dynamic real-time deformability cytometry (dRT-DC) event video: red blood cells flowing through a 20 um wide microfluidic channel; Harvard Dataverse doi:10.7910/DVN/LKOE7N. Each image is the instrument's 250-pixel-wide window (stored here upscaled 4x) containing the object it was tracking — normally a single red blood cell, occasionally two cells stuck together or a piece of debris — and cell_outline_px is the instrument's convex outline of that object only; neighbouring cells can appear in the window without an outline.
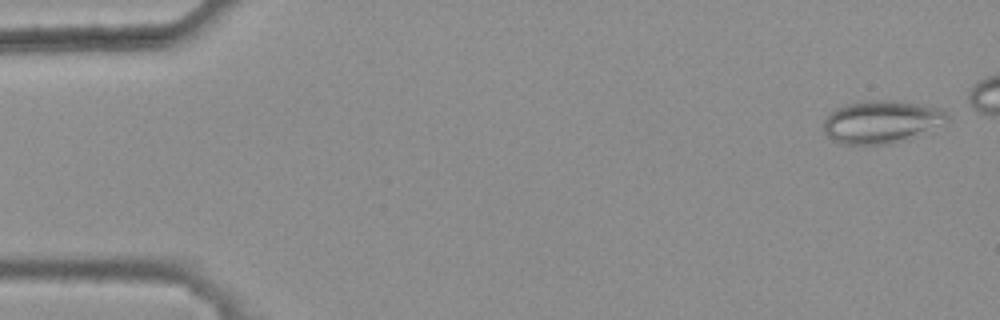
{"species": "common noctule bat (a hibernating species)", "species_latin": "Nyctalus noctula", "temperature_condition": "warm", "stored_images_in_passage": 48, "camera_frame_rate_fps": 3000, "um_per_image_px": 0.085, "animal": {"sex": "female", "body_mass_g": 25.1}, "frame": {"image": 1, "passage_image": 2, "time_ms": 0.333, "image_size_px": [1000, 320], "cell_outline_px": [[948, 120], [908, 140], [892, 144], [840, 144], [832, 140], [824, 132], [824, 120], [836, 108], [848, 104], [864, 100], [892, 100], [944, 108], [948, 112]], "centroid_in_image_um": [74.93, 10.36], "position_along_channel_um": 10.1, "area_um2": 30.81}}
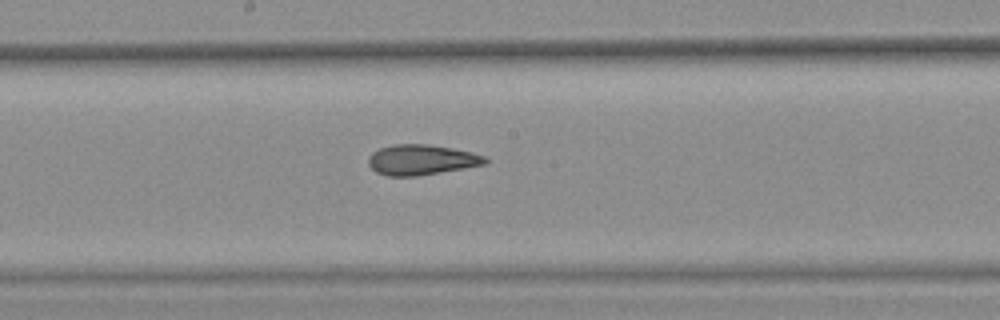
{"frame": {"image": 2, "passage_image": 28, "time_ms": 9.0, "image_size_px": [1000, 320], "cell_outline_px": [[488, 160], [484, 164], [464, 168], [416, 176], [388, 176], [376, 172], [368, 164], [368, 156], [372, 152], [380, 148], [392, 144], [428, 144], [452, 148], [472, 152], [484, 156]], "centroid_in_image_um": [35.78, 13.57], "position_along_channel_um": 212.4, "area_um2": 20.58}}
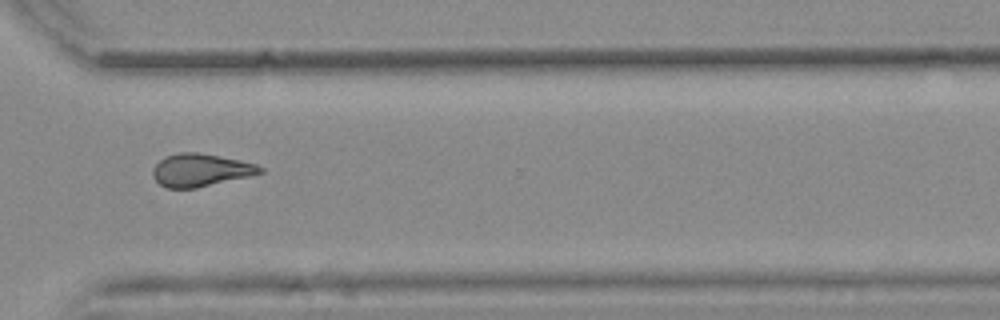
{"frame": {"image": 3, "passage_image": 39, "time_ms": 12.667, "image_size_px": [1000, 320], "cell_outline_px": [[264, 172], [248, 176], [196, 188], [168, 188], [160, 184], [152, 176], [152, 168], [164, 156], [180, 152], [196, 152], [220, 156], [240, 160], [256, 164], [264, 168]], "centroid_in_image_um": [17.03, 14.45], "position_along_channel_um": 353.6, "area_um2": 20.4}, "authors_computed_cell_mechanics": {"area_um2": 20.7791, "velocity_mm_per_s": 3.8449, "shape_relaxation_time_tau1_ms": null, "shape_relaxation_time_tau2_ms": 3.5977, "deformation_change_tau1": null, "deformation_change_tau2": 0.1216}}